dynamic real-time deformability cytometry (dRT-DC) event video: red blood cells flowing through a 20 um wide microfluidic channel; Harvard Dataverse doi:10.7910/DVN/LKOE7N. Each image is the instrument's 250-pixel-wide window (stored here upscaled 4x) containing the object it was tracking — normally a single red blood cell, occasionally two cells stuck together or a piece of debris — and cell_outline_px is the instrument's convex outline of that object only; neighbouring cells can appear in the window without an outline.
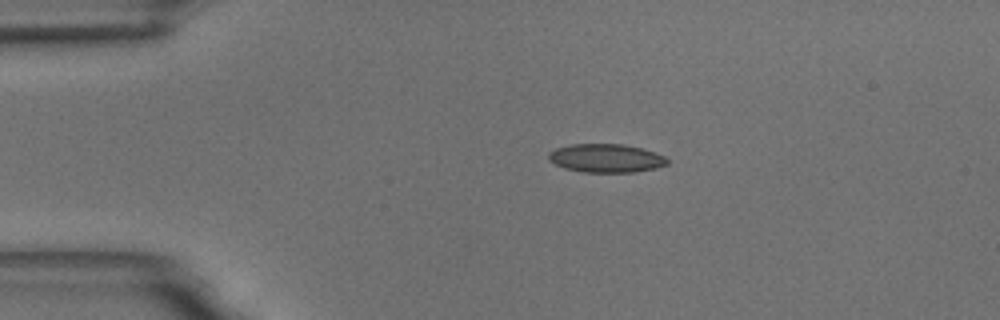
{"species": "common noctule bat (a hibernating species)", "species_latin": "Nyctalus noctula", "temperature_condition": "room temperature", "stored_images_in_passage": 36, "camera_frame_rate_fps": 3000, "um_per_image_px": 0.085, "animal": {"sex": "male", "body_mass_g": 18.8}, "frame": {"image": 1, "passage_image": 1, "time_ms": 0.0, "image_size_px": [1000, 320], "cell_outline_px": [[668, 164], [656, 168], [632, 172], [584, 172], [564, 168], [548, 160], [548, 152], [556, 148], [572, 144], [624, 144], [640, 148], [664, 156], [668, 160]], "centroid_in_image_um": [51.48, 13.44], "position_along_channel_um": 33.5, "area_um2": 19.59}}
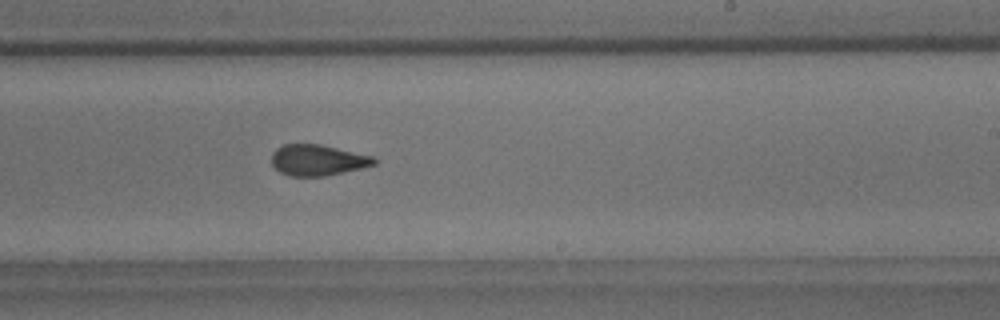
{"frame": {"image": 2, "passage_image": 23, "time_ms": 7.333, "image_size_px": [1000, 320], "cell_outline_px": [[376, 164], [360, 168], [324, 176], [288, 176], [280, 172], [272, 164], [272, 152], [276, 148], [284, 144], [320, 144], [372, 156], [376, 160]], "centroid_in_image_um": [26.96, 13.6], "position_along_channel_um": 262.0, "area_um2": 18.32}}
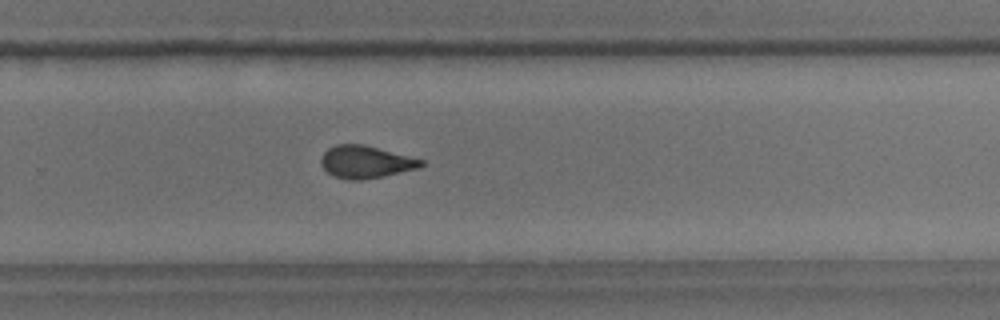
{"frame": {"image": 3, "passage_image": 26, "time_ms": 8.333, "image_size_px": [1000, 320], "cell_outline_px": [[424, 164], [420, 168], [384, 176], [360, 180], [348, 180], [332, 176], [320, 164], [320, 160], [324, 152], [328, 148], [336, 144], [364, 144], [424, 160]], "centroid_in_image_um": [31.07, 13.77], "position_along_channel_um": 298.7, "area_um2": 19.02}, "authors_computed_cell_mechanics": {"area_um2": 19.1029, "velocity_mm_per_s": 3.6826, "shape_relaxation_time_tau1_ms": 9.6327, "shape_relaxation_time_tau2_ms": 1.6539, "deformation_change_tau1": 0.203, "deformation_change_tau2": 0.0755}}